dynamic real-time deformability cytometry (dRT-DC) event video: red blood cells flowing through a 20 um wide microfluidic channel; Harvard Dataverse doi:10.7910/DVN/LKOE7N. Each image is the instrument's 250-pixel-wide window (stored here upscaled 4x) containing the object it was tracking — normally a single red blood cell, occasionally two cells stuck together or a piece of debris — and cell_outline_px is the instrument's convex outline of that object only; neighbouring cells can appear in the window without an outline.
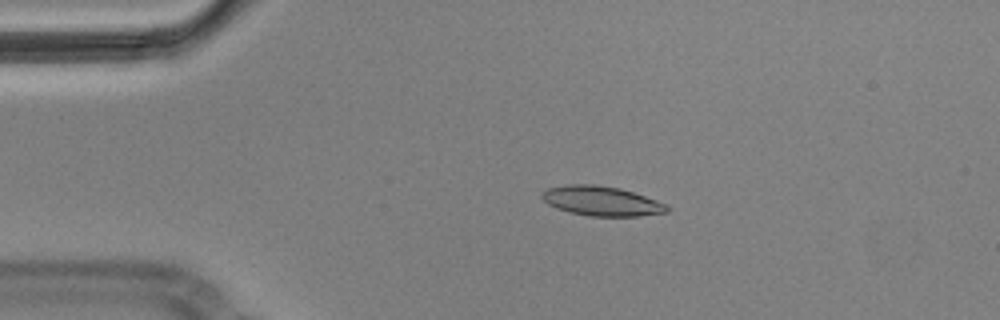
{"species": "Egyptian fruit bat (a non-hibernating species)", "species_latin": "Rousettus aegyptiacus", "temperature_condition": "cold", "stored_images_in_passage": 14, "camera_frame_rate_fps": 3000, "um_per_image_px": 0.085, "animal": {"sex": "male"}, "frame": {"image": 1, "passage_image": 3, "time_ms": 0.667, "image_size_px": [1000, 320], "cell_outline_px": [[672, 208], [668, 212], [636, 216], [588, 216], [556, 208], [548, 204], [540, 196], [540, 192], [548, 188], [568, 184], [592, 184], [620, 188], [668, 204]], "centroid_in_image_um": [51.13, 17.08], "position_along_channel_um": 33.9, "area_um2": 21.62}}
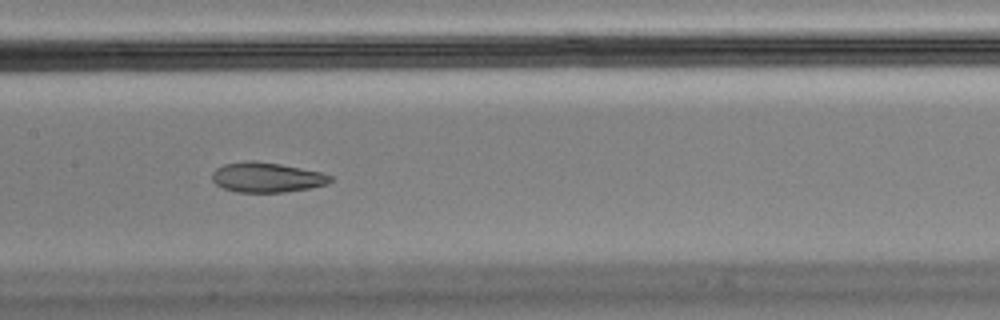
{"frame": {"image": 2, "passage_image": 7, "time_ms": 2.0, "image_size_px": [1000, 320], "cell_outline_px": [[332, 180], [328, 184], [308, 188], [284, 192], [236, 192], [224, 188], [216, 184], [212, 180], [212, 172], [216, 168], [224, 164], [248, 160], [256, 160], [280, 164], [320, 172], [332, 176]], "centroid_in_image_um": [22.65, 15.07], "position_along_channel_um": 184.8, "area_um2": 20.58}}